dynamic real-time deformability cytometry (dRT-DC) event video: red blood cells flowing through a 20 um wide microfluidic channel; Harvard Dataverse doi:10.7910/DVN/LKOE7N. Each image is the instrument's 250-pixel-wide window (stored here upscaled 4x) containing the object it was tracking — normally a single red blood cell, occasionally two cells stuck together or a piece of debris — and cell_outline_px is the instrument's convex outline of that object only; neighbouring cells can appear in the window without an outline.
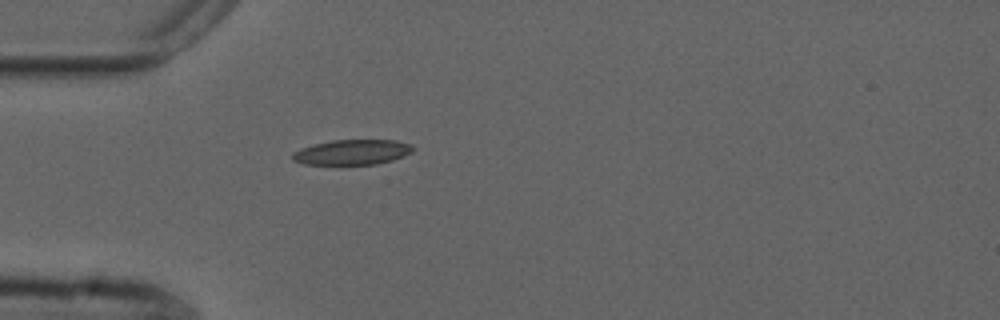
{"species": "common noctule bat (a hibernating species)", "species_latin": "Nyctalus noctula", "temperature_condition": "cold", "stored_images_in_passage": 9, "camera_frame_rate_fps": 3000, "um_per_image_px": 0.085, "animal": {"sex": "male", "forearm_length_mm": 52.5}, "frame": {"image": 1, "passage_image": 1, "time_ms": 0.0, "image_size_px": [1000, 320], "cell_outline_px": [[416, 148], [412, 152], [404, 156], [392, 160], [376, 164], [304, 164], [292, 160], [292, 152], [300, 148], [312, 144], [332, 140], [396, 140], [412, 144]], "centroid_in_image_um": [29.95, 12.92], "position_along_channel_um": 55.1, "area_um2": 17.8}}